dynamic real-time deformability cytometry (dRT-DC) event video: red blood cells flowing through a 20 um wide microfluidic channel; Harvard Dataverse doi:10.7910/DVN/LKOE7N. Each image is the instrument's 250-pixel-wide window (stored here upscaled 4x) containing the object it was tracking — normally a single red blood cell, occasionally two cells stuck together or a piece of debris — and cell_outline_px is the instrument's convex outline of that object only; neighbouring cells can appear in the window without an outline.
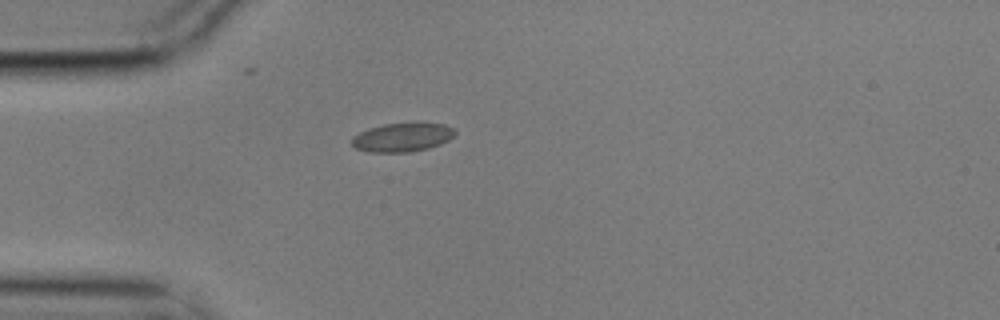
{"species": "common noctule bat (a hibernating species)", "species_latin": "Nyctalus noctula", "temperature_condition": "cold", "stored_images_in_passage": 3, "camera_frame_rate_fps": 3000, "um_per_image_px": 0.085, "animal": {"sex": "male", "body_mass_g": 17.9}, "frame": {"image": 1, "passage_image": 1, "time_ms": 0.0, "image_size_px": [1000, 320], "cell_outline_px": [[456, 132], [448, 140], [440, 144], [428, 148], [412, 152], [368, 152], [356, 148], [352, 144], [352, 136], [368, 128], [384, 124], [444, 124], [452, 128]], "centroid_in_image_um": [34.16, 11.69], "position_along_channel_um": 50.8, "area_um2": 16.99}}
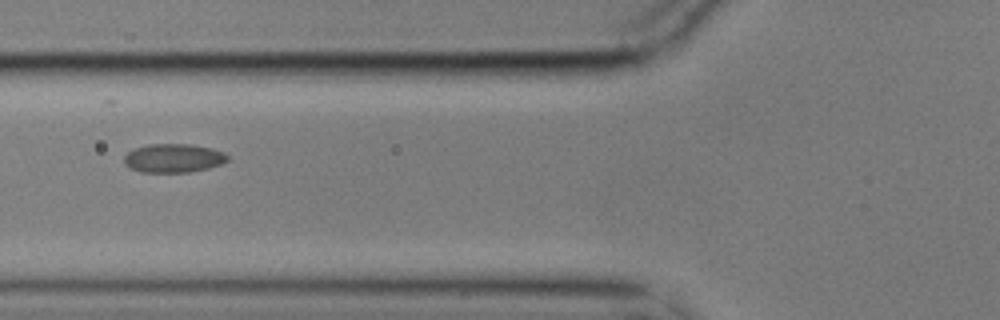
{"frame": {"image": 2, "passage_image": 3, "time_ms": 0.667, "image_size_px": [1000, 320], "cell_outline_px": [[228, 160], [220, 164], [208, 168], [188, 172], [140, 172], [128, 168], [124, 164], [124, 156], [128, 152], [136, 148], [148, 144], [188, 144], [212, 148], [224, 152], [228, 156]], "centroid_in_image_um": [14.72, 13.44], "position_along_channel_um": 111.1, "area_um2": 17.34}}